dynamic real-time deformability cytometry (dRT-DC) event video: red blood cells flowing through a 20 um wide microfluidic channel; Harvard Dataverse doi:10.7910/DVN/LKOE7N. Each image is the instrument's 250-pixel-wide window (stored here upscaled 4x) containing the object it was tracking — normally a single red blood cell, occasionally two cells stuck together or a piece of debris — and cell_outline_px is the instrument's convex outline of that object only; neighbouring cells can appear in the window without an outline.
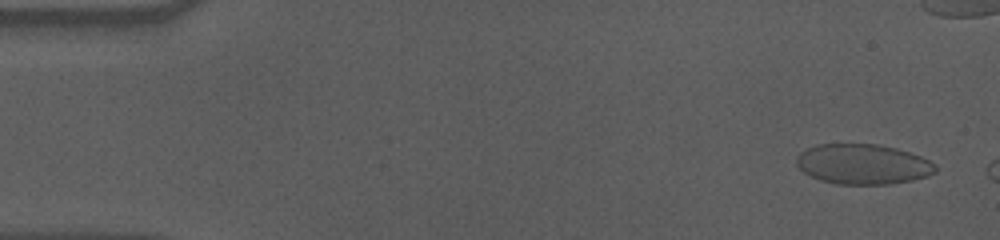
{"species": "human", "species_latin": "Homo sapiens", "temperature_condition": "cold", "stored_images_in_passage": 12, "camera_frame_rate_fps": 3000, "um_per_image_px": 0.085, "donor": {"sex": "male"}, "frame": {"image": 1, "passage_image": 1, "time_ms": 0.0, "image_size_px": [1000, 240], "cell_outline_px": [[936, 172], [928, 176], [912, 180], [892, 184], [836, 184], [820, 180], [804, 172], [796, 164], [796, 156], [800, 152], [816, 144], [876, 144], [896, 148], [920, 156], [936, 164]], "centroid_in_image_um": [73.34, 13.96], "position_along_channel_um": 11.7, "area_um2": 32.54}}